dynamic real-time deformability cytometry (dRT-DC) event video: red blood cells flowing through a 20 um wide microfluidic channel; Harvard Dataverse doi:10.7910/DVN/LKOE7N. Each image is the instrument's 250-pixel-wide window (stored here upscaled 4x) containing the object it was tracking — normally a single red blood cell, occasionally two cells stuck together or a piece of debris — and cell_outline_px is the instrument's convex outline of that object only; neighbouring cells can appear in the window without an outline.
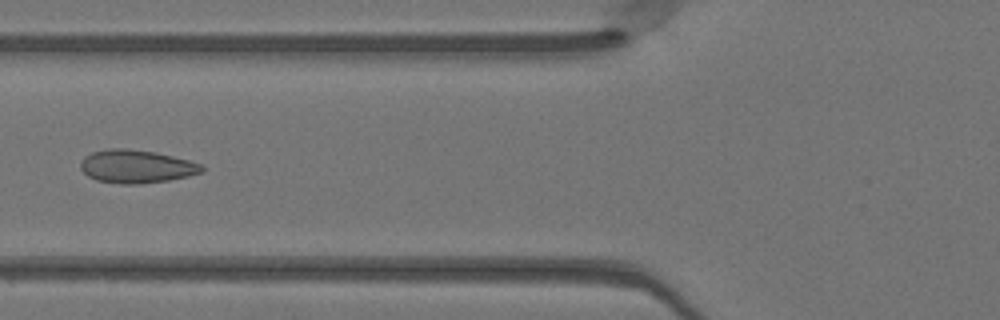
{"species": "Egyptian fruit bat (a non-hibernating species)", "species_latin": "Rousettus aegyptiacus", "temperature_condition": "warm", "stored_images_in_passage": 50, "camera_frame_rate_fps": 3000, "um_per_image_px": 0.085, "animal": {"sex": "female"}, "frame": {"image": 1, "passage_image": 20, "time_ms": 6.333, "image_size_px": [1000, 320], "cell_outline_px": [[204, 172], [188, 176], [168, 180], [140, 184], [120, 184], [96, 180], [88, 176], [80, 168], [80, 160], [84, 156], [92, 152], [108, 148], [124, 148], [156, 152], [188, 160], [200, 164], [204, 168]], "centroid_in_image_um": [11.56, 14.15], "position_along_channel_um": 114.2, "area_um2": 23.52}}
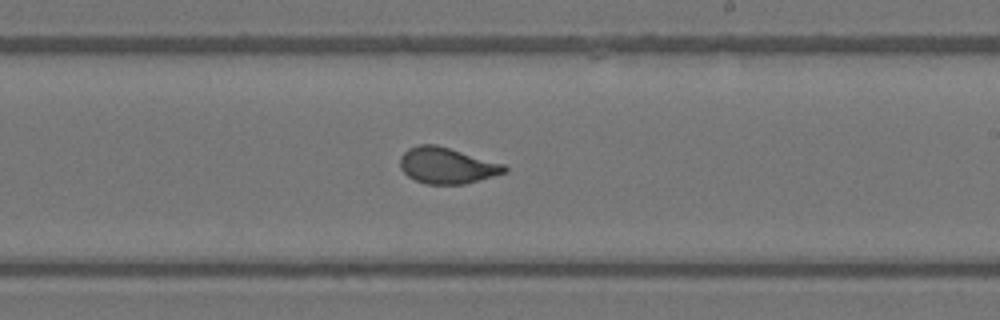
{"frame": {"image": 2, "passage_image": 30, "time_ms": 9.667, "image_size_px": [1000, 320], "cell_outline_px": [[508, 172], [464, 184], [428, 184], [416, 180], [408, 176], [400, 168], [400, 156], [408, 148], [420, 144], [436, 144], [504, 164], [508, 168]], "centroid_in_image_um": [37.98, 14.07], "position_along_channel_um": 251.0, "area_um2": 21.91}}
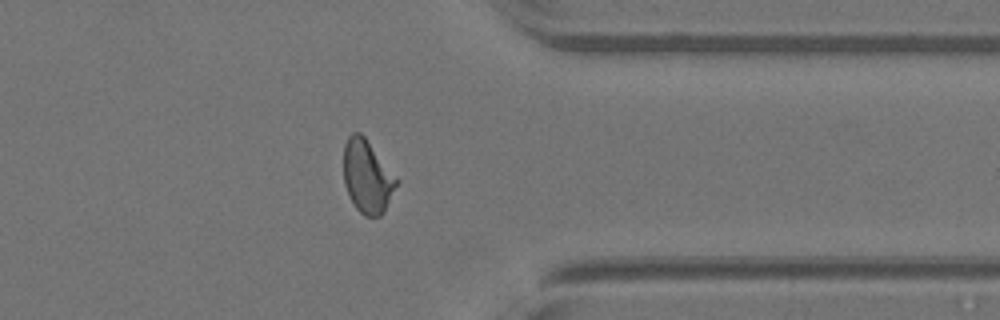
{"frame": {"image": 3, "passage_image": 40, "time_ms": 13.0, "image_size_px": [1000, 320], "cell_outline_px": [[400, 180], [384, 212], [380, 216], [364, 216], [356, 208], [344, 184], [344, 144], [348, 136], [352, 132], [360, 132], [364, 136]], "centroid_in_image_um": [31.23, 15.0], "position_along_channel_um": 380.2, "area_um2": 22.54}, "authors_computed_cell_mechanics": {"area_um2": 22.5709, "velocity_mm_per_s": 4.1073, "shape_relaxation_time_tau1_ms": 7.7615, "shape_relaxation_time_tau2_ms": null, "deformation_change_tau1": 0.1927, "deformation_change_tau2": null}}